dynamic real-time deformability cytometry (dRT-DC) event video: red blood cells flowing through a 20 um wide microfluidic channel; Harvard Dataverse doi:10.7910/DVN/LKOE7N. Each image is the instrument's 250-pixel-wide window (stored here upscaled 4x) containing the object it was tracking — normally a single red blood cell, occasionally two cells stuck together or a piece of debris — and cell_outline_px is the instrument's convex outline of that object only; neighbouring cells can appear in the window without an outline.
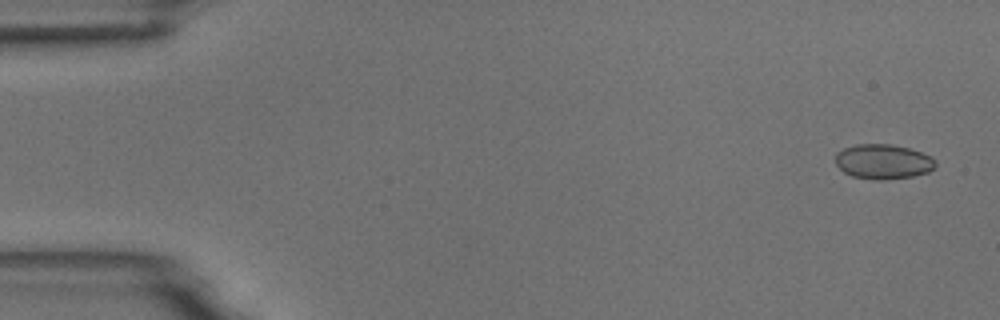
{"species": "common noctule bat (a hibernating species)", "species_latin": "Nyctalus noctula", "temperature_condition": "room temperature", "stored_images_in_passage": 4, "camera_frame_rate_fps": 3000, "um_per_image_px": 0.085, "animal": {"sex": "male", "body_mass_g": 18.8}, "frame": {"image": 1, "passage_image": 1, "time_ms": 0.0, "image_size_px": [1000, 320], "cell_outline_px": [[936, 168], [928, 172], [912, 176], [880, 180], [872, 180], [852, 176], [844, 172], [836, 164], [836, 152], [844, 148], [856, 144], [888, 144], [908, 148], [932, 156], [936, 160]], "centroid_in_image_um": [75.08, 13.74], "position_along_channel_um": 9.9, "area_um2": 20.35}}
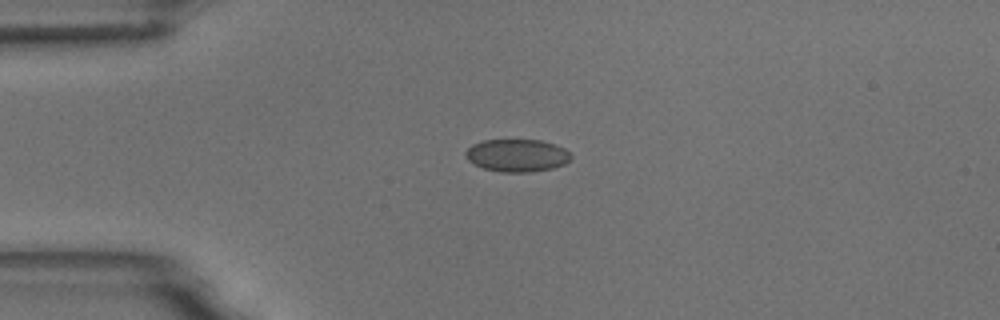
{"frame": {"image": 2, "passage_image": 4, "time_ms": 3.667, "image_size_px": [1000, 320], "cell_outline_px": [[572, 156], [564, 164], [552, 168], [528, 172], [500, 172], [484, 168], [468, 160], [464, 152], [472, 144], [484, 140], [540, 140], [564, 148]], "centroid_in_image_um": [43.92, 13.21], "position_along_channel_um": 41.1, "area_um2": 19.77}}